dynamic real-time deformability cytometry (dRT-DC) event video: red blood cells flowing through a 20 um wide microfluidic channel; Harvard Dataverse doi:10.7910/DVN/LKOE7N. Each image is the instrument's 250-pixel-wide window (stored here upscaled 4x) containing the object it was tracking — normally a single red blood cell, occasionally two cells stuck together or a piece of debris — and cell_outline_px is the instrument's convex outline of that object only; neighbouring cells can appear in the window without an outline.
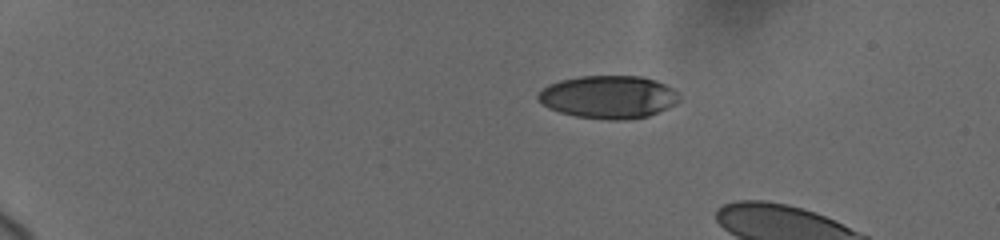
{"species": "human", "species_latin": "Homo sapiens", "temperature_condition": "cold", "stored_images_in_passage": 8, "camera_frame_rate_fps": 3000, "um_per_image_px": 0.085, "donor": {"sex": "female"}, "frame": {"image": 1, "passage_image": 5, "time_ms": 3.667, "image_size_px": [1000, 240], "cell_outline_px": [[680, 100], [676, 104], [668, 108], [648, 116], [620, 120], [608, 120], [576, 116], [560, 112], [548, 108], [536, 96], [548, 84], [560, 80], [580, 76], [640, 76], [656, 80], [672, 88], [680, 96]], "centroid_in_image_um": [51.74, 8.24], "position_along_channel_um": 33.3, "area_um2": 35.2}}